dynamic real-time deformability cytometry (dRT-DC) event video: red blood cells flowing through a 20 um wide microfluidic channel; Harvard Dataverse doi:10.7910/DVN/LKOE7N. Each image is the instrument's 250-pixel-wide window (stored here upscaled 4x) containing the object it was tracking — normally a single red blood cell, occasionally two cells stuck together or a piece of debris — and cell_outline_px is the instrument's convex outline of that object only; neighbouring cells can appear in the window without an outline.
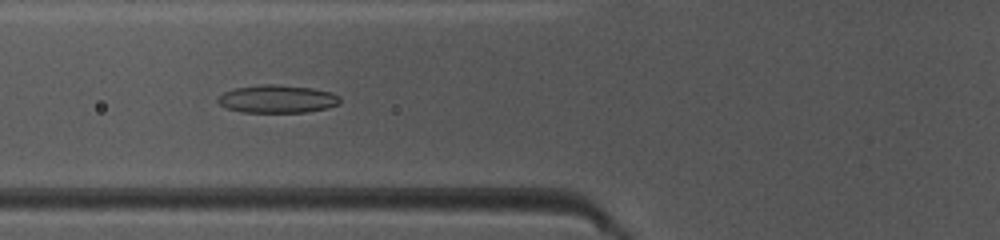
{"species": "common noctule bat (a hibernating species)", "species_latin": "Nyctalus noctula", "temperature_condition": "warm", "stored_images_in_passage": 45, "camera_frame_rate_fps": 3000, "um_per_image_px": 0.085, "animal": {"sex": "female", "body_mass_g": 10.0, "forearm_length_mm": 53.1}, "frame": {"image": 1, "passage_image": 15, "time_ms": 4.667, "image_size_px": [1000, 240], "cell_outline_px": [[340, 104], [328, 108], [304, 112], [240, 112], [228, 108], [220, 104], [216, 100], [224, 92], [236, 88], [260, 84], [276, 84], [312, 88], [332, 92], [340, 96]], "centroid_in_image_um": [23.6, 8.41], "position_along_channel_um": 102.2, "area_um2": 19.88}}
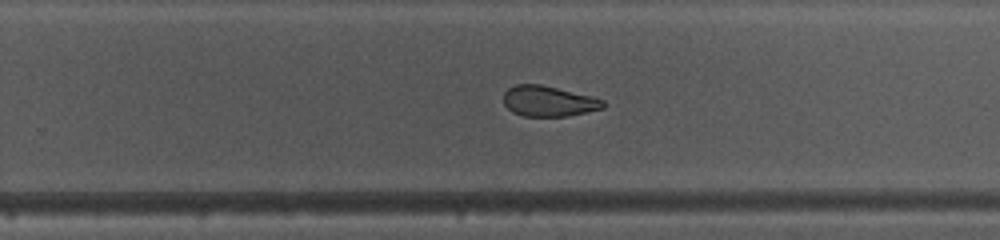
{"frame": {"image": 2, "passage_image": 28, "time_ms": 9.0, "image_size_px": [1000, 240], "cell_outline_px": [[604, 108], [568, 116], [524, 116], [512, 112], [504, 104], [504, 92], [508, 88], [516, 84], [540, 84], [592, 96], [604, 100]], "centroid_in_image_um": [46.62, 8.6], "position_along_channel_um": 283.2, "area_um2": 17.69}}
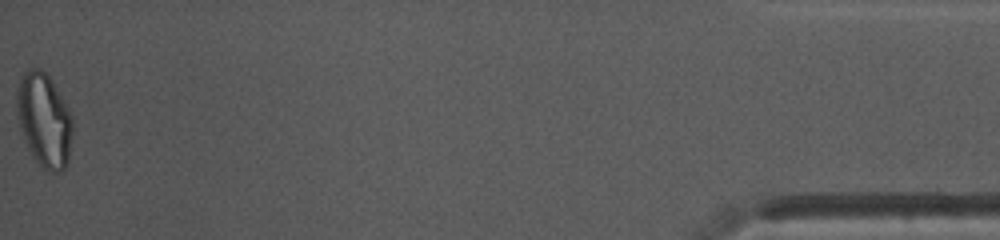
{"frame": {"image": 3, "passage_image": 45, "time_ms": 14.667, "image_size_px": [1000, 240], "cell_outline_px": [[72, 132], [68, 164], [60, 172], [48, 172], [32, 156], [24, 140], [20, 128], [16, 112], [16, 88], [20, 76], [28, 68], [40, 68], [52, 80], [68, 108], [72, 116]], "centroid_in_image_um": [3.73, 10.19], "position_along_channel_um": 431.5, "area_um2": 30.81}, "authors_computed_cell_mechanics": {"area_um2": 20.23, "velocity_mm_per_s": 4.1741, "shape_relaxation_time_tau1_ms": 4.6782, "shape_relaxation_time_tau2_ms": 2.2032, "deformation_change_tau1": 0.1696, "deformation_change_tau2": 0.0967}}